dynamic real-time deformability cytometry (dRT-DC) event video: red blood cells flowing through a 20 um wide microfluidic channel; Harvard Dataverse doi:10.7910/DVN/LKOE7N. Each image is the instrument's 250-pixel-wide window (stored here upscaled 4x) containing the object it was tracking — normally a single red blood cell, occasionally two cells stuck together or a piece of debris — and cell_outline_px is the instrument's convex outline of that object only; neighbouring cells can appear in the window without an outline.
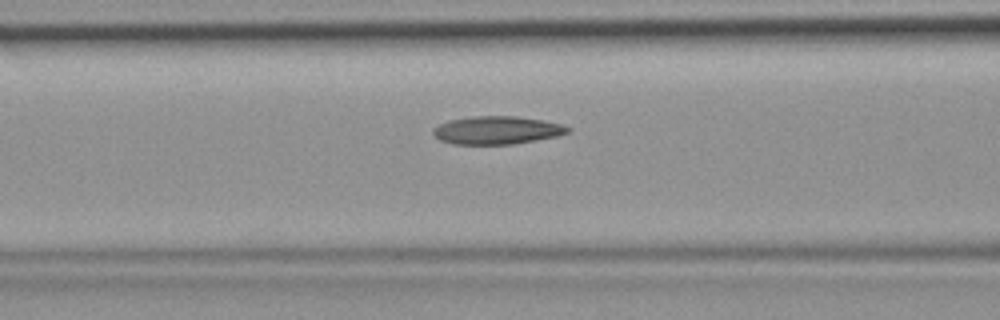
{"species": "common noctule bat (a hibernating species)", "species_latin": "Nyctalus noctula", "temperature_condition": "room temperature", "stored_images_in_passage": 28, "camera_frame_rate_fps": 3000, "um_per_image_px": 0.085, "animal": {"sex": "female", "body_mass_g": 19.9}, "frame": {"image": 1, "passage_image": 5, "time_ms": 1.333, "image_size_px": [1000, 320], "cell_outline_px": [[572, 128], [568, 132], [556, 136], [536, 140], [512, 144], [452, 144], [440, 140], [432, 132], [432, 128], [448, 120], [476, 116], [516, 116], [540, 120], [560, 124]], "centroid_in_image_um": [42.2, 11.07], "position_along_channel_um": 124.4, "area_um2": 21.79}}
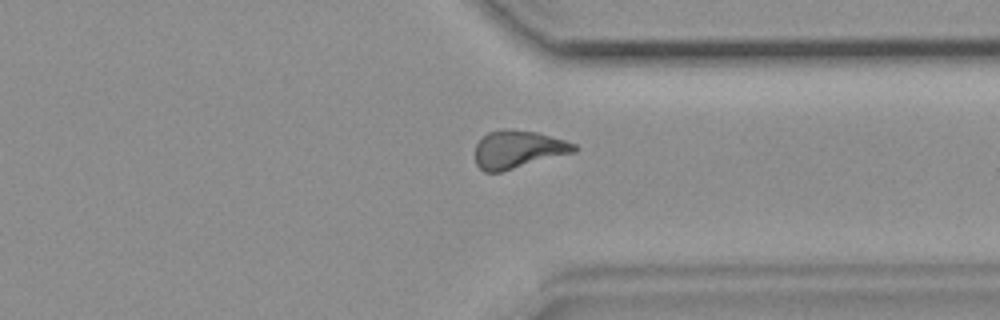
{"frame": {"image": 2, "passage_image": 22, "time_ms": 7.0, "image_size_px": [1000, 320], "cell_outline_px": [[580, 148], [576, 152], [500, 172], [484, 172], [476, 164], [476, 144], [488, 132], [500, 128], [508, 128], [536, 132], [564, 140], [576, 144]], "centroid_in_image_um": [44.05, 12.69], "position_along_channel_um": 367.4, "area_um2": 21.91}}
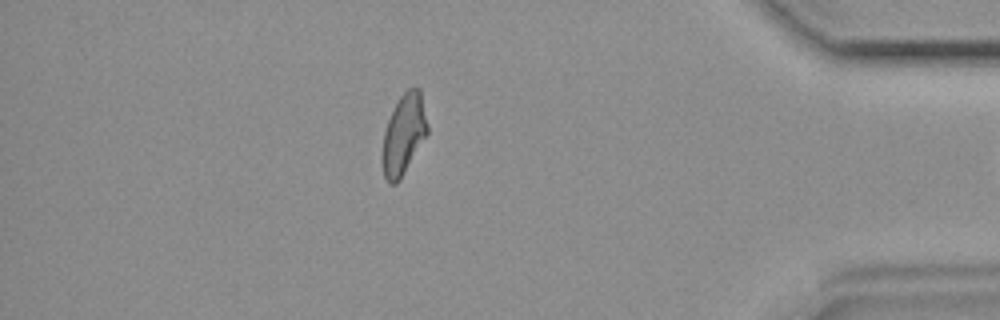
{"frame": {"image": 3, "passage_image": 27, "time_ms": 8.667, "image_size_px": [1000, 320], "cell_outline_px": [[428, 132], [400, 180], [396, 184], [388, 184], [384, 176], [384, 132], [388, 120], [400, 96], [408, 88], [420, 88], [428, 124]], "centroid_in_image_um": [34.35, 11.4], "position_along_channel_um": 400.9, "area_um2": 20.58}}